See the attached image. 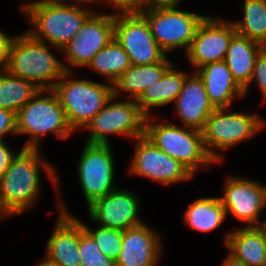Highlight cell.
I'll return each mask as SVG.
<instances>
[{"label": "cell", "instance_id": "obj_1", "mask_svg": "<svg viewBox=\"0 0 266 266\" xmlns=\"http://www.w3.org/2000/svg\"><path fill=\"white\" fill-rule=\"evenodd\" d=\"M39 152V149L22 148L0 178V210L6 218L34 205L40 191L41 164L55 186L58 182L55 169L41 160Z\"/></svg>", "mask_w": 266, "mask_h": 266}, {"label": "cell", "instance_id": "obj_2", "mask_svg": "<svg viewBox=\"0 0 266 266\" xmlns=\"http://www.w3.org/2000/svg\"><path fill=\"white\" fill-rule=\"evenodd\" d=\"M34 25L27 33L34 39L50 43L62 50L95 12L82 9L77 4H61L50 0H40L21 7ZM49 41V42H48Z\"/></svg>", "mask_w": 266, "mask_h": 266}, {"label": "cell", "instance_id": "obj_3", "mask_svg": "<svg viewBox=\"0 0 266 266\" xmlns=\"http://www.w3.org/2000/svg\"><path fill=\"white\" fill-rule=\"evenodd\" d=\"M6 71L47 90L54 87L65 71L72 70L51 53L47 43L25 32L15 36L11 43Z\"/></svg>", "mask_w": 266, "mask_h": 266}, {"label": "cell", "instance_id": "obj_4", "mask_svg": "<svg viewBox=\"0 0 266 266\" xmlns=\"http://www.w3.org/2000/svg\"><path fill=\"white\" fill-rule=\"evenodd\" d=\"M72 72L74 71H65L52 90L64 109L69 127L74 132L80 128L84 129L113 97V85L85 79L68 80Z\"/></svg>", "mask_w": 266, "mask_h": 266}, {"label": "cell", "instance_id": "obj_5", "mask_svg": "<svg viewBox=\"0 0 266 266\" xmlns=\"http://www.w3.org/2000/svg\"><path fill=\"white\" fill-rule=\"evenodd\" d=\"M42 94L48 96L42 97ZM15 118L16 134L30 135L29 141L23 148L39 149L40 139L49 132L55 134L59 139H67L73 132L67 123L64 109L52 89H40L15 113Z\"/></svg>", "mask_w": 266, "mask_h": 266}, {"label": "cell", "instance_id": "obj_6", "mask_svg": "<svg viewBox=\"0 0 266 266\" xmlns=\"http://www.w3.org/2000/svg\"><path fill=\"white\" fill-rule=\"evenodd\" d=\"M151 116L145 120L144 136L161 151L176 159L194 175L198 167L207 168L215 161L207 153L202 133L190 127H180L174 123H152Z\"/></svg>", "mask_w": 266, "mask_h": 266}, {"label": "cell", "instance_id": "obj_7", "mask_svg": "<svg viewBox=\"0 0 266 266\" xmlns=\"http://www.w3.org/2000/svg\"><path fill=\"white\" fill-rule=\"evenodd\" d=\"M226 108L215 109L201 130L204 147L215 162L223 159L214 149L224 151L237 143L249 139L265 125L256 114L226 113Z\"/></svg>", "mask_w": 266, "mask_h": 266}, {"label": "cell", "instance_id": "obj_8", "mask_svg": "<svg viewBox=\"0 0 266 266\" xmlns=\"http://www.w3.org/2000/svg\"><path fill=\"white\" fill-rule=\"evenodd\" d=\"M114 98L113 96L84 128L90 132L86 143L109 144V134L134 139L144 136L147 116L141 111L137 101L128 98L126 101L113 103Z\"/></svg>", "mask_w": 266, "mask_h": 266}, {"label": "cell", "instance_id": "obj_9", "mask_svg": "<svg viewBox=\"0 0 266 266\" xmlns=\"http://www.w3.org/2000/svg\"><path fill=\"white\" fill-rule=\"evenodd\" d=\"M114 38L128 54L131 65H151L167 57L141 13L114 14Z\"/></svg>", "mask_w": 266, "mask_h": 266}, {"label": "cell", "instance_id": "obj_10", "mask_svg": "<svg viewBox=\"0 0 266 266\" xmlns=\"http://www.w3.org/2000/svg\"><path fill=\"white\" fill-rule=\"evenodd\" d=\"M147 20L158 45L168 54L179 47L189 49L197 27L205 15L176 8L144 9L140 12Z\"/></svg>", "mask_w": 266, "mask_h": 266}, {"label": "cell", "instance_id": "obj_11", "mask_svg": "<svg viewBox=\"0 0 266 266\" xmlns=\"http://www.w3.org/2000/svg\"><path fill=\"white\" fill-rule=\"evenodd\" d=\"M114 171V159L109 144L84 145L78 173L88 206L116 188Z\"/></svg>", "mask_w": 266, "mask_h": 266}, {"label": "cell", "instance_id": "obj_12", "mask_svg": "<svg viewBox=\"0 0 266 266\" xmlns=\"http://www.w3.org/2000/svg\"><path fill=\"white\" fill-rule=\"evenodd\" d=\"M136 148L130 172L170 185L192 179L194 174L182 163L156 147L145 136L135 139Z\"/></svg>", "mask_w": 266, "mask_h": 266}, {"label": "cell", "instance_id": "obj_13", "mask_svg": "<svg viewBox=\"0 0 266 266\" xmlns=\"http://www.w3.org/2000/svg\"><path fill=\"white\" fill-rule=\"evenodd\" d=\"M236 34L232 22L205 16L186 52L192 67L199 69L225 60L230 42Z\"/></svg>", "mask_w": 266, "mask_h": 266}, {"label": "cell", "instance_id": "obj_14", "mask_svg": "<svg viewBox=\"0 0 266 266\" xmlns=\"http://www.w3.org/2000/svg\"><path fill=\"white\" fill-rule=\"evenodd\" d=\"M114 38V14L94 12L61 52L74 66H87L93 57Z\"/></svg>", "mask_w": 266, "mask_h": 266}, {"label": "cell", "instance_id": "obj_15", "mask_svg": "<svg viewBox=\"0 0 266 266\" xmlns=\"http://www.w3.org/2000/svg\"><path fill=\"white\" fill-rule=\"evenodd\" d=\"M226 211L247 226H260L259 214L266 208V186L245 178L229 177L219 197ZM260 223V224H259Z\"/></svg>", "mask_w": 266, "mask_h": 266}, {"label": "cell", "instance_id": "obj_16", "mask_svg": "<svg viewBox=\"0 0 266 266\" xmlns=\"http://www.w3.org/2000/svg\"><path fill=\"white\" fill-rule=\"evenodd\" d=\"M139 199L130 191L114 189L89 206V215L101 227L125 230L142 224L138 218Z\"/></svg>", "mask_w": 266, "mask_h": 266}, {"label": "cell", "instance_id": "obj_17", "mask_svg": "<svg viewBox=\"0 0 266 266\" xmlns=\"http://www.w3.org/2000/svg\"><path fill=\"white\" fill-rule=\"evenodd\" d=\"M60 216L47 243L44 262L51 266H81L79 220L67 213L61 202Z\"/></svg>", "mask_w": 266, "mask_h": 266}, {"label": "cell", "instance_id": "obj_18", "mask_svg": "<svg viewBox=\"0 0 266 266\" xmlns=\"http://www.w3.org/2000/svg\"><path fill=\"white\" fill-rule=\"evenodd\" d=\"M158 236L145 223L123 230L116 266H156L162 248Z\"/></svg>", "mask_w": 266, "mask_h": 266}, {"label": "cell", "instance_id": "obj_19", "mask_svg": "<svg viewBox=\"0 0 266 266\" xmlns=\"http://www.w3.org/2000/svg\"><path fill=\"white\" fill-rule=\"evenodd\" d=\"M174 102L184 127L200 131L215 110L209 101L202 78L195 71L186 76L182 90Z\"/></svg>", "mask_w": 266, "mask_h": 266}, {"label": "cell", "instance_id": "obj_20", "mask_svg": "<svg viewBox=\"0 0 266 266\" xmlns=\"http://www.w3.org/2000/svg\"><path fill=\"white\" fill-rule=\"evenodd\" d=\"M196 72L202 78L209 101L215 109H228L236 96L242 98L245 95L224 60L207 64L196 69Z\"/></svg>", "mask_w": 266, "mask_h": 266}, {"label": "cell", "instance_id": "obj_21", "mask_svg": "<svg viewBox=\"0 0 266 266\" xmlns=\"http://www.w3.org/2000/svg\"><path fill=\"white\" fill-rule=\"evenodd\" d=\"M224 241L235 259L247 266H266V232L260 226L231 231Z\"/></svg>", "mask_w": 266, "mask_h": 266}, {"label": "cell", "instance_id": "obj_22", "mask_svg": "<svg viewBox=\"0 0 266 266\" xmlns=\"http://www.w3.org/2000/svg\"><path fill=\"white\" fill-rule=\"evenodd\" d=\"M263 48L258 42L238 34L230 42L224 61L244 94L251 83L255 60Z\"/></svg>", "mask_w": 266, "mask_h": 266}, {"label": "cell", "instance_id": "obj_23", "mask_svg": "<svg viewBox=\"0 0 266 266\" xmlns=\"http://www.w3.org/2000/svg\"><path fill=\"white\" fill-rule=\"evenodd\" d=\"M172 65L167 57L151 65H131L113 83V96L118 97L122 91L130 93L129 99L137 100L150 85L157 82Z\"/></svg>", "mask_w": 266, "mask_h": 266}, {"label": "cell", "instance_id": "obj_24", "mask_svg": "<svg viewBox=\"0 0 266 266\" xmlns=\"http://www.w3.org/2000/svg\"><path fill=\"white\" fill-rule=\"evenodd\" d=\"M187 75L188 73L174 69V64H172L164 75L157 82L145 89L136 100L141 111L146 116H151V109L153 107L174 102L182 90Z\"/></svg>", "mask_w": 266, "mask_h": 266}, {"label": "cell", "instance_id": "obj_25", "mask_svg": "<svg viewBox=\"0 0 266 266\" xmlns=\"http://www.w3.org/2000/svg\"><path fill=\"white\" fill-rule=\"evenodd\" d=\"M225 217L226 211L219 197L197 199L184 213L186 225L200 232L216 229L226 219Z\"/></svg>", "mask_w": 266, "mask_h": 266}, {"label": "cell", "instance_id": "obj_26", "mask_svg": "<svg viewBox=\"0 0 266 266\" xmlns=\"http://www.w3.org/2000/svg\"><path fill=\"white\" fill-rule=\"evenodd\" d=\"M39 90L40 88L34 83L23 78L12 76L6 70H0V108L16 113Z\"/></svg>", "mask_w": 266, "mask_h": 266}, {"label": "cell", "instance_id": "obj_27", "mask_svg": "<svg viewBox=\"0 0 266 266\" xmlns=\"http://www.w3.org/2000/svg\"><path fill=\"white\" fill-rule=\"evenodd\" d=\"M130 66L128 54L115 38L103 47L87 65L93 71L109 78V84H113Z\"/></svg>", "mask_w": 266, "mask_h": 266}, {"label": "cell", "instance_id": "obj_28", "mask_svg": "<svg viewBox=\"0 0 266 266\" xmlns=\"http://www.w3.org/2000/svg\"><path fill=\"white\" fill-rule=\"evenodd\" d=\"M243 21H233L236 33L266 47V0H245Z\"/></svg>", "mask_w": 266, "mask_h": 266}, {"label": "cell", "instance_id": "obj_29", "mask_svg": "<svg viewBox=\"0 0 266 266\" xmlns=\"http://www.w3.org/2000/svg\"><path fill=\"white\" fill-rule=\"evenodd\" d=\"M81 224L84 230L94 239L100 251L108 258L116 261L121 251L123 230L101 226L96 230H91L84 222H81Z\"/></svg>", "mask_w": 266, "mask_h": 266}, {"label": "cell", "instance_id": "obj_30", "mask_svg": "<svg viewBox=\"0 0 266 266\" xmlns=\"http://www.w3.org/2000/svg\"><path fill=\"white\" fill-rule=\"evenodd\" d=\"M79 255L81 266H116L115 261L100 251L94 239L84 230L80 220Z\"/></svg>", "mask_w": 266, "mask_h": 266}, {"label": "cell", "instance_id": "obj_31", "mask_svg": "<svg viewBox=\"0 0 266 266\" xmlns=\"http://www.w3.org/2000/svg\"><path fill=\"white\" fill-rule=\"evenodd\" d=\"M254 79H256L257 85L266 99V47L260 51L255 60L251 82Z\"/></svg>", "mask_w": 266, "mask_h": 266}, {"label": "cell", "instance_id": "obj_32", "mask_svg": "<svg viewBox=\"0 0 266 266\" xmlns=\"http://www.w3.org/2000/svg\"><path fill=\"white\" fill-rule=\"evenodd\" d=\"M16 135V118L13 111L0 108V141L7 134Z\"/></svg>", "mask_w": 266, "mask_h": 266}, {"label": "cell", "instance_id": "obj_33", "mask_svg": "<svg viewBox=\"0 0 266 266\" xmlns=\"http://www.w3.org/2000/svg\"><path fill=\"white\" fill-rule=\"evenodd\" d=\"M113 4L119 13H140L144 10V0H102Z\"/></svg>", "mask_w": 266, "mask_h": 266}, {"label": "cell", "instance_id": "obj_34", "mask_svg": "<svg viewBox=\"0 0 266 266\" xmlns=\"http://www.w3.org/2000/svg\"><path fill=\"white\" fill-rule=\"evenodd\" d=\"M14 37L8 36L0 31V67L1 71L6 70L9 64V50Z\"/></svg>", "mask_w": 266, "mask_h": 266}, {"label": "cell", "instance_id": "obj_35", "mask_svg": "<svg viewBox=\"0 0 266 266\" xmlns=\"http://www.w3.org/2000/svg\"><path fill=\"white\" fill-rule=\"evenodd\" d=\"M17 156L11 151L9 147H7L4 140L0 141V178L9 167L10 163Z\"/></svg>", "mask_w": 266, "mask_h": 266}, {"label": "cell", "instance_id": "obj_36", "mask_svg": "<svg viewBox=\"0 0 266 266\" xmlns=\"http://www.w3.org/2000/svg\"><path fill=\"white\" fill-rule=\"evenodd\" d=\"M180 0H144V9L176 8Z\"/></svg>", "mask_w": 266, "mask_h": 266}, {"label": "cell", "instance_id": "obj_37", "mask_svg": "<svg viewBox=\"0 0 266 266\" xmlns=\"http://www.w3.org/2000/svg\"><path fill=\"white\" fill-rule=\"evenodd\" d=\"M221 266H247L244 262L235 259L231 254L228 253L227 257L222 262Z\"/></svg>", "mask_w": 266, "mask_h": 266}, {"label": "cell", "instance_id": "obj_38", "mask_svg": "<svg viewBox=\"0 0 266 266\" xmlns=\"http://www.w3.org/2000/svg\"><path fill=\"white\" fill-rule=\"evenodd\" d=\"M50 1H53V2H56V3H61V4H64V2H65V4H66V0H50ZM67 1H74L75 3H88V4H90V3H98L99 1H101V0H67Z\"/></svg>", "mask_w": 266, "mask_h": 266}, {"label": "cell", "instance_id": "obj_39", "mask_svg": "<svg viewBox=\"0 0 266 266\" xmlns=\"http://www.w3.org/2000/svg\"><path fill=\"white\" fill-rule=\"evenodd\" d=\"M260 227L264 232H266V221L264 223H261Z\"/></svg>", "mask_w": 266, "mask_h": 266}, {"label": "cell", "instance_id": "obj_40", "mask_svg": "<svg viewBox=\"0 0 266 266\" xmlns=\"http://www.w3.org/2000/svg\"><path fill=\"white\" fill-rule=\"evenodd\" d=\"M37 266H51V265H48L47 263H45L44 261H42L40 264H38Z\"/></svg>", "mask_w": 266, "mask_h": 266}, {"label": "cell", "instance_id": "obj_41", "mask_svg": "<svg viewBox=\"0 0 266 266\" xmlns=\"http://www.w3.org/2000/svg\"><path fill=\"white\" fill-rule=\"evenodd\" d=\"M2 216V217H1ZM0 217L2 218V219H4L6 216L4 215V213L0 210ZM4 217V218H3Z\"/></svg>", "mask_w": 266, "mask_h": 266}]
</instances>
